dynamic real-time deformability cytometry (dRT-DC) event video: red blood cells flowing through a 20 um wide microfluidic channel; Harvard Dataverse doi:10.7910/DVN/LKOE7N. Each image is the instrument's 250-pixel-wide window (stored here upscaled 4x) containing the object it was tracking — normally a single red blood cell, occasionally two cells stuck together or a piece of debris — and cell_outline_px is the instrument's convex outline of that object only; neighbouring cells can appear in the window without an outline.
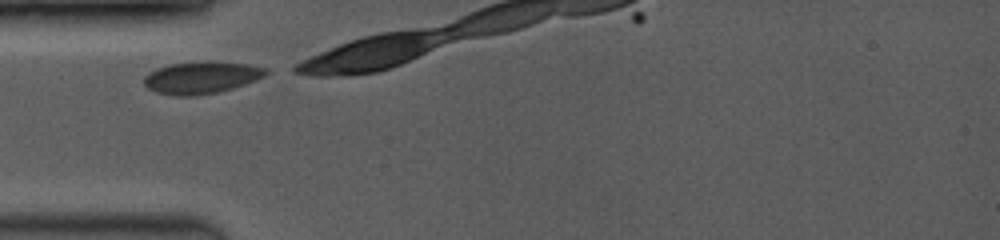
{"species": "common noctule bat (a hibernating species)", "species_latin": "Nyctalus noctula", "temperature_condition": "room temperature", "stored_images_in_passage": 5, "camera_frame_rate_fps": 3500, "um_per_image_px": 0.085, "animal": {"sex": "female", "body_mass_g": 19.0, "forearm_length_mm": 53.3}, "frame": {"image": 1, "passage_image": 1, "time_ms": 0.0, "image_size_px": [1000, 240], "cell_outline_px": [[268, 72], [264, 76], [256, 80], [232, 88], [216, 92], [192, 96], [176, 96], [156, 92], [148, 88], [144, 84], [144, 76], [148, 72], [156, 68], [168, 64], [204, 60], [248, 64], [268, 68]], "centroid_in_image_um": [17.09, 6.57], "position_along_channel_um": 67.9, "area_um2": 23.0}}